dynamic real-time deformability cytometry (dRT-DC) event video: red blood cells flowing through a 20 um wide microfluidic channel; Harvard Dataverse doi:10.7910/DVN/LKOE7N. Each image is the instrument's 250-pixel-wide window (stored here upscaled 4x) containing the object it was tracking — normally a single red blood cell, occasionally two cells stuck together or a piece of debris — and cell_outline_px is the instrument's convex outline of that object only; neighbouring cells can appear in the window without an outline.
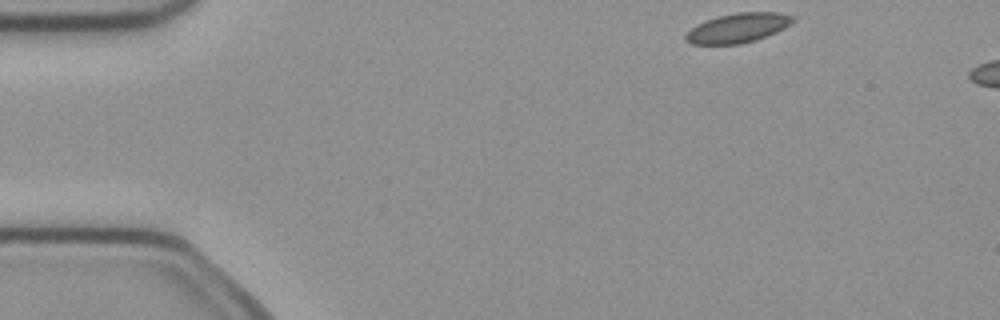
{"species": "common noctule bat (a hibernating species)", "species_latin": "Nyctalus noctula", "temperature_condition": "cold", "stored_images_in_passage": 3, "camera_frame_rate_fps": 3000, "um_per_image_px": 0.085, "animal": {"sex": "female", "body_mass_g": 21.9}, "frame": {"image": 1, "passage_image": 1, "time_ms": 0.0, "image_size_px": [1000, 320], "cell_outline_px": [[796, 20], [784, 28], [776, 32], [756, 40], [740, 44], [692, 44], [684, 40], [684, 36], [696, 24], [704, 20], [736, 12], [780, 12], [792, 16]], "centroid_in_image_um": [62.71, 2.37], "position_along_channel_um": 22.3, "area_um2": 18.44}}